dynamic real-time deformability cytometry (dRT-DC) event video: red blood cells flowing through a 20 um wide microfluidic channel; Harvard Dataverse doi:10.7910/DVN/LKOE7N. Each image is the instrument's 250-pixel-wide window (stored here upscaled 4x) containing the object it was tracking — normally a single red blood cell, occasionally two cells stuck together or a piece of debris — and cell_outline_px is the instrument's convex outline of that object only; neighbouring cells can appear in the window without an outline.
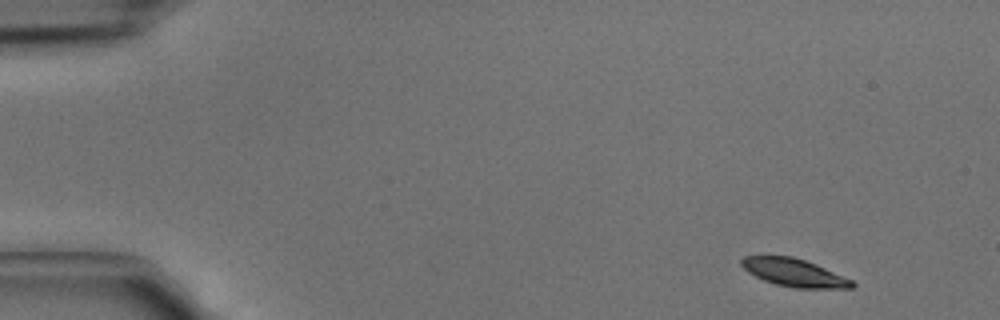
{"species": "common noctule bat (a hibernating species)", "species_latin": "Nyctalus noctula", "temperature_condition": "cold", "stored_images_in_passage": 4, "camera_frame_rate_fps": 3000, "um_per_image_px": 0.085, "animal": {"sex": "male", "body_mass_g": 15.6}, "frame": {"image": 1, "passage_image": 1, "time_ms": 0.0, "image_size_px": [1000, 320], "cell_outline_px": [[856, 288], [796, 288], [776, 284], [764, 280], [748, 272], [740, 264], [740, 260], [744, 256], [792, 256], [816, 264], [844, 276], [852, 280], [856, 284]], "centroid_in_image_um": [67.52, 23.18], "position_along_channel_um": 17.5, "area_um2": 17.86}}
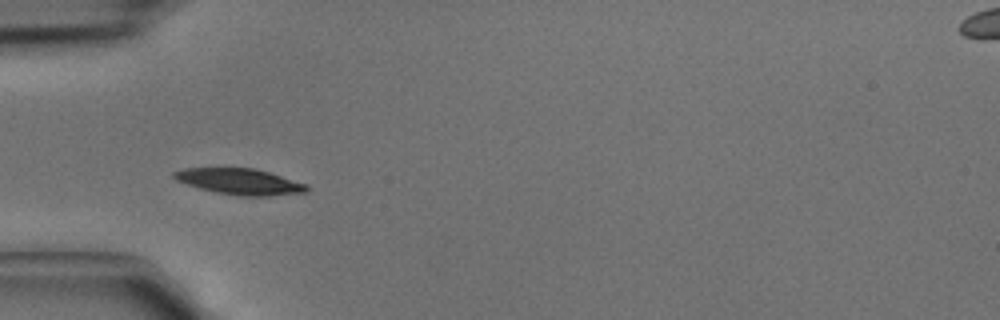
{"frame": {"image": 2, "passage_image": 3, "time_ms": 0.667, "image_size_px": [1000, 320], "cell_outline_px": [[308, 192], [268, 196], [240, 196], [216, 192], [200, 188], [176, 180], [172, 176], [172, 172], [184, 168], [252, 168], [268, 172], [308, 184]], "centroid_in_image_um": [20.39, 15.43], "position_along_channel_um": 64.6, "area_um2": 20.0}}